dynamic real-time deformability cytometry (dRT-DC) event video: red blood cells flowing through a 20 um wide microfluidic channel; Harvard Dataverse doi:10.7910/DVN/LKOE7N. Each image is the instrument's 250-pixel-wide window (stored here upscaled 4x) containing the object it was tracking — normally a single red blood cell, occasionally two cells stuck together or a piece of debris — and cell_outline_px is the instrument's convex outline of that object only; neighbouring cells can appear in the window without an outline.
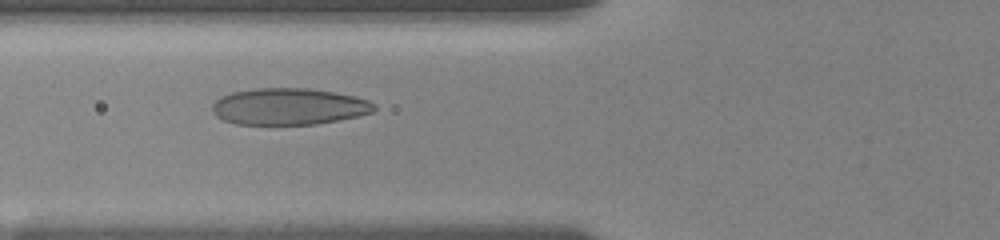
{"species": "human", "species_latin": "Homo sapiens", "temperature_condition": "room temperature", "stored_images_in_passage": 63, "camera_frame_rate_fps": 3000, "um_per_image_px": 0.085, "donor": {"sex": "female"}, "frame": {"image": 1, "passage_image": 22, "time_ms": 5.667, "image_size_px": [1000, 240], "cell_outline_px": [[376, 108], [372, 112], [360, 116], [316, 124], [236, 124], [224, 120], [216, 116], [212, 112], [212, 104], [216, 100], [232, 92], [256, 88], [308, 88], [332, 92], [352, 96], [368, 100], [376, 104]], "centroid_in_image_um": [24.56, 9.06], "position_along_channel_um": 101.2, "area_um2": 34.45}}
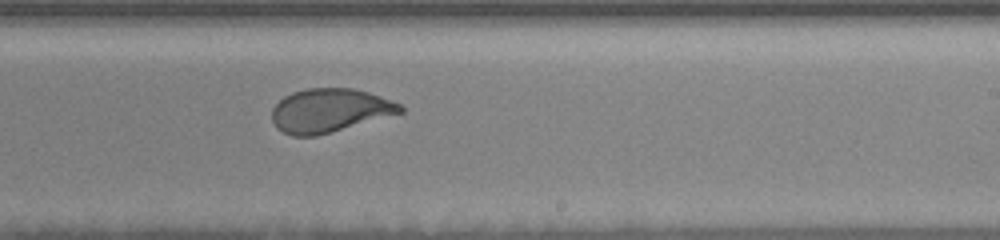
{"frame": {"image": 2, "passage_image": 38, "time_ms": 10.0, "image_size_px": [1000, 240], "cell_outline_px": [[404, 112], [316, 136], [292, 136], [276, 128], [272, 120], [272, 108], [284, 96], [292, 92], [308, 88], [352, 88], [368, 92], [392, 100], [400, 104], [404, 108]], "centroid_in_image_um": [28.01, 9.39], "position_along_channel_um": 261.0, "area_um2": 32.6}}
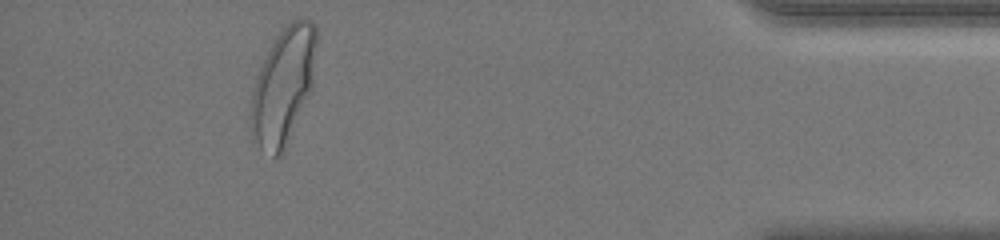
{"frame": {"image": 3, "passage_image": 57, "time_ms": 15.333, "image_size_px": [1000, 240], "cell_outline_px": [[316, 44], [312, 88], [284, 152], [280, 156], [276, 156], [260, 148], [252, 140], [252, 92], [260, 68], [272, 44], [280, 32], [296, 16], [312, 20], [316, 28]], "centroid_in_image_um": [24.11, 7.29], "position_along_channel_um": 411.1, "area_um2": 43.81}, "authors_computed_cell_mechanics": {"area_um2": 34.68, "velocity_mm_per_s": 3.6795, "shape_relaxation_time_tau1_ms": 4.2758, "shape_relaxation_time_tau2_ms": null, "deformation_change_tau1": 0.1702, "deformation_change_tau2": null}}